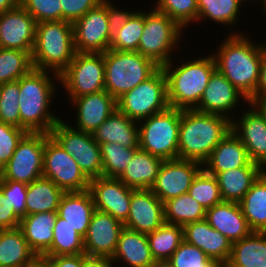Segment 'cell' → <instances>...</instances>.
Here are the masks:
<instances>
[{
    "instance_id": "cell-1",
    "label": "cell",
    "mask_w": 266,
    "mask_h": 267,
    "mask_svg": "<svg viewBox=\"0 0 266 267\" xmlns=\"http://www.w3.org/2000/svg\"><path fill=\"white\" fill-rule=\"evenodd\" d=\"M220 41L216 52L211 54L216 69L235 86L250 103L256 104V89L260 66L266 49L265 42H254L250 33L235 31ZM251 37V38H250Z\"/></svg>"
},
{
    "instance_id": "cell-2",
    "label": "cell",
    "mask_w": 266,
    "mask_h": 267,
    "mask_svg": "<svg viewBox=\"0 0 266 267\" xmlns=\"http://www.w3.org/2000/svg\"><path fill=\"white\" fill-rule=\"evenodd\" d=\"M56 82L60 83V77L56 73L34 68L19 79L21 129L28 133H50L61 119L59 114L50 109L52 103H55L53 100L58 92L57 86H60Z\"/></svg>"
},
{
    "instance_id": "cell-3",
    "label": "cell",
    "mask_w": 266,
    "mask_h": 267,
    "mask_svg": "<svg viewBox=\"0 0 266 267\" xmlns=\"http://www.w3.org/2000/svg\"><path fill=\"white\" fill-rule=\"evenodd\" d=\"M229 132L231 120L223 115L181 110L178 158L203 164Z\"/></svg>"
},
{
    "instance_id": "cell-4",
    "label": "cell",
    "mask_w": 266,
    "mask_h": 267,
    "mask_svg": "<svg viewBox=\"0 0 266 267\" xmlns=\"http://www.w3.org/2000/svg\"><path fill=\"white\" fill-rule=\"evenodd\" d=\"M202 56V57H201ZM190 60V61H189ZM188 61L172 59L162 69L167 78V100L169 107L180 110H194L207 87L210 77L216 70L213 55H197ZM181 63V64H180Z\"/></svg>"
},
{
    "instance_id": "cell-5",
    "label": "cell",
    "mask_w": 266,
    "mask_h": 267,
    "mask_svg": "<svg viewBox=\"0 0 266 267\" xmlns=\"http://www.w3.org/2000/svg\"><path fill=\"white\" fill-rule=\"evenodd\" d=\"M75 55L72 23L64 20L37 23L31 53L33 68L60 75Z\"/></svg>"
},
{
    "instance_id": "cell-6",
    "label": "cell",
    "mask_w": 266,
    "mask_h": 267,
    "mask_svg": "<svg viewBox=\"0 0 266 267\" xmlns=\"http://www.w3.org/2000/svg\"><path fill=\"white\" fill-rule=\"evenodd\" d=\"M151 9L144 11V28L137 52L162 68L180 51L183 34L187 32L168 15Z\"/></svg>"
},
{
    "instance_id": "cell-7",
    "label": "cell",
    "mask_w": 266,
    "mask_h": 267,
    "mask_svg": "<svg viewBox=\"0 0 266 267\" xmlns=\"http://www.w3.org/2000/svg\"><path fill=\"white\" fill-rule=\"evenodd\" d=\"M104 65L105 90L116 100L160 68L137 51L111 49L104 52Z\"/></svg>"
},
{
    "instance_id": "cell-8",
    "label": "cell",
    "mask_w": 266,
    "mask_h": 267,
    "mask_svg": "<svg viewBox=\"0 0 266 267\" xmlns=\"http://www.w3.org/2000/svg\"><path fill=\"white\" fill-rule=\"evenodd\" d=\"M181 110L168 107L138 122L139 148L164 160L178 158Z\"/></svg>"
},
{
    "instance_id": "cell-9",
    "label": "cell",
    "mask_w": 266,
    "mask_h": 267,
    "mask_svg": "<svg viewBox=\"0 0 266 267\" xmlns=\"http://www.w3.org/2000/svg\"><path fill=\"white\" fill-rule=\"evenodd\" d=\"M59 77L69 101L105 90L104 53L75 52L73 60Z\"/></svg>"
},
{
    "instance_id": "cell-10",
    "label": "cell",
    "mask_w": 266,
    "mask_h": 267,
    "mask_svg": "<svg viewBox=\"0 0 266 267\" xmlns=\"http://www.w3.org/2000/svg\"><path fill=\"white\" fill-rule=\"evenodd\" d=\"M168 107L167 78L162 68L117 99V109L137 122Z\"/></svg>"
},
{
    "instance_id": "cell-11",
    "label": "cell",
    "mask_w": 266,
    "mask_h": 267,
    "mask_svg": "<svg viewBox=\"0 0 266 267\" xmlns=\"http://www.w3.org/2000/svg\"><path fill=\"white\" fill-rule=\"evenodd\" d=\"M68 122L61 118L50 131V136L76 160L89 179L101 177L103 166L100 145L91 133L75 129Z\"/></svg>"
},
{
    "instance_id": "cell-12",
    "label": "cell",
    "mask_w": 266,
    "mask_h": 267,
    "mask_svg": "<svg viewBox=\"0 0 266 267\" xmlns=\"http://www.w3.org/2000/svg\"><path fill=\"white\" fill-rule=\"evenodd\" d=\"M49 133H26L8 163L0 170L1 180L30 184L43 176V155Z\"/></svg>"
},
{
    "instance_id": "cell-13",
    "label": "cell",
    "mask_w": 266,
    "mask_h": 267,
    "mask_svg": "<svg viewBox=\"0 0 266 267\" xmlns=\"http://www.w3.org/2000/svg\"><path fill=\"white\" fill-rule=\"evenodd\" d=\"M43 177L52 180L64 192L88 190L90 183L76 160L51 136L45 141Z\"/></svg>"
},
{
    "instance_id": "cell-14",
    "label": "cell",
    "mask_w": 266,
    "mask_h": 267,
    "mask_svg": "<svg viewBox=\"0 0 266 267\" xmlns=\"http://www.w3.org/2000/svg\"><path fill=\"white\" fill-rule=\"evenodd\" d=\"M241 109L231 120V131L247 149L251 162L266 171V114L257 104L250 102L246 110L243 107Z\"/></svg>"
},
{
    "instance_id": "cell-15",
    "label": "cell",
    "mask_w": 266,
    "mask_h": 267,
    "mask_svg": "<svg viewBox=\"0 0 266 267\" xmlns=\"http://www.w3.org/2000/svg\"><path fill=\"white\" fill-rule=\"evenodd\" d=\"M74 49L80 53H104L109 50L107 6L101 2L73 24Z\"/></svg>"
},
{
    "instance_id": "cell-16",
    "label": "cell",
    "mask_w": 266,
    "mask_h": 267,
    "mask_svg": "<svg viewBox=\"0 0 266 267\" xmlns=\"http://www.w3.org/2000/svg\"><path fill=\"white\" fill-rule=\"evenodd\" d=\"M203 169V164L193 160H164L151 191L164 203L185 193L194 178Z\"/></svg>"
},
{
    "instance_id": "cell-17",
    "label": "cell",
    "mask_w": 266,
    "mask_h": 267,
    "mask_svg": "<svg viewBox=\"0 0 266 267\" xmlns=\"http://www.w3.org/2000/svg\"><path fill=\"white\" fill-rule=\"evenodd\" d=\"M244 103L247 106L249 100L216 69L194 110L201 113L223 115L232 120L237 108L239 109L241 105L244 107Z\"/></svg>"
},
{
    "instance_id": "cell-18",
    "label": "cell",
    "mask_w": 266,
    "mask_h": 267,
    "mask_svg": "<svg viewBox=\"0 0 266 267\" xmlns=\"http://www.w3.org/2000/svg\"><path fill=\"white\" fill-rule=\"evenodd\" d=\"M95 209L106 212L123 224L127 221L133 188L119 178L97 177L90 179L88 188Z\"/></svg>"
},
{
    "instance_id": "cell-19",
    "label": "cell",
    "mask_w": 266,
    "mask_h": 267,
    "mask_svg": "<svg viewBox=\"0 0 266 267\" xmlns=\"http://www.w3.org/2000/svg\"><path fill=\"white\" fill-rule=\"evenodd\" d=\"M37 22L21 5L0 13V48L32 53Z\"/></svg>"
},
{
    "instance_id": "cell-20",
    "label": "cell",
    "mask_w": 266,
    "mask_h": 267,
    "mask_svg": "<svg viewBox=\"0 0 266 267\" xmlns=\"http://www.w3.org/2000/svg\"><path fill=\"white\" fill-rule=\"evenodd\" d=\"M164 223V203L151 189H134L124 227L149 234Z\"/></svg>"
},
{
    "instance_id": "cell-21",
    "label": "cell",
    "mask_w": 266,
    "mask_h": 267,
    "mask_svg": "<svg viewBox=\"0 0 266 267\" xmlns=\"http://www.w3.org/2000/svg\"><path fill=\"white\" fill-rule=\"evenodd\" d=\"M123 228L122 222L106 212L95 209L84 237L85 254L112 257Z\"/></svg>"
},
{
    "instance_id": "cell-22",
    "label": "cell",
    "mask_w": 266,
    "mask_h": 267,
    "mask_svg": "<svg viewBox=\"0 0 266 267\" xmlns=\"http://www.w3.org/2000/svg\"><path fill=\"white\" fill-rule=\"evenodd\" d=\"M69 103L76 107L73 108L76 113V124H73V120L69 124L75 129L91 134L117 110V100L106 90L74 98Z\"/></svg>"
},
{
    "instance_id": "cell-23",
    "label": "cell",
    "mask_w": 266,
    "mask_h": 267,
    "mask_svg": "<svg viewBox=\"0 0 266 267\" xmlns=\"http://www.w3.org/2000/svg\"><path fill=\"white\" fill-rule=\"evenodd\" d=\"M184 241L201 249L209 258L220 264L227 263L232 242L212 228L204 219L183 226Z\"/></svg>"
},
{
    "instance_id": "cell-24",
    "label": "cell",
    "mask_w": 266,
    "mask_h": 267,
    "mask_svg": "<svg viewBox=\"0 0 266 267\" xmlns=\"http://www.w3.org/2000/svg\"><path fill=\"white\" fill-rule=\"evenodd\" d=\"M205 220L208 224L227 237L232 243L249 236L250 229L237 202L222 201L206 210Z\"/></svg>"
},
{
    "instance_id": "cell-25",
    "label": "cell",
    "mask_w": 266,
    "mask_h": 267,
    "mask_svg": "<svg viewBox=\"0 0 266 267\" xmlns=\"http://www.w3.org/2000/svg\"><path fill=\"white\" fill-rule=\"evenodd\" d=\"M239 167L261 166L251 162L247 149L231 131L213 149L209 158L203 163V169L207 173H220Z\"/></svg>"
},
{
    "instance_id": "cell-26",
    "label": "cell",
    "mask_w": 266,
    "mask_h": 267,
    "mask_svg": "<svg viewBox=\"0 0 266 267\" xmlns=\"http://www.w3.org/2000/svg\"><path fill=\"white\" fill-rule=\"evenodd\" d=\"M112 260L117 267L157 266L150 252L147 234L126 227L120 233Z\"/></svg>"
},
{
    "instance_id": "cell-27",
    "label": "cell",
    "mask_w": 266,
    "mask_h": 267,
    "mask_svg": "<svg viewBox=\"0 0 266 267\" xmlns=\"http://www.w3.org/2000/svg\"><path fill=\"white\" fill-rule=\"evenodd\" d=\"M98 144L119 143L126 148H139L138 122L115 110L92 134Z\"/></svg>"
},
{
    "instance_id": "cell-28",
    "label": "cell",
    "mask_w": 266,
    "mask_h": 267,
    "mask_svg": "<svg viewBox=\"0 0 266 267\" xmlns=\"http://www.w3.org/2000/svg\"><path fill=\"white\" fill-rule=\"evenodd\" d=\"M94 211L92 196L89 190H85L64 192L57 213L84 238Z\"/></svg>"
},
{
    "instance_id": "cell-29",
    "label": "cell",
    "mask_w": 266,
    "mask_h": 267,
    "mask_svg": "<svg viewBox=\"0 0 266 267\" xmlns=\"http://www.w3.org/2000/svg\"><path fill=\"white\" fill-rule=\"evenodd\" d=\"M57 211L34 213L21 218L19 228L37 257H44L51 247Z\"/></svg>"
},
{
    "instance_id": "cell-30",
    "label": "cell",
    "mask_w": 266,
    "mask_h": 267,
    "mask_svg": "<svg viewBox=\"0 0 266 267\" xmlns=\"http://www.w3.org/2000/svg\"><path fill=\"white\" fill-rule=\"evenodd\" d=\"M164 159L138 148L119 179L133 189H151Z\"/></svg>"
},
{
    "instance_id": "cell-31",
    "label": "cell",
    "mask_w": 266,
    "mask_h": 267,
    "mask_svg": "<svg viewBox=\"0 0 266 267\" xmlns=\"http://www.w3.org/2000/svg\"><path fill=\"white\" fill-rule=\"evenodd\" d=\"M264 171L262 167H239L209 174L216 177L222 201L239 203Z\"/></svg>"
},
{
    "instance_id": "cell-32",
    "label": "cell",
    "mask_w": 266,
    "mask_h": 267,
    "mask_svg": "<svg viewBox=\"0 0 266 267\" xmlns=\"http://www.w3.org/2000/svg\"><path fill=\"white\" fill-rule=\"evenodd\" d=\"M227 263L232 267H266V232H252L233 242Z\"/></svg>"
},
{
    "instance_id": "cell-33",
    "label": "cell",
    "mask_w": 266,
    "mask_h": 267,
    "mask_svg": "<svg viewBox=\"0 0 266 267\" xmlns=\"http://www.w3.org/2000/svg\"><path fill=\"white\" fill-rule=\"evenodd\" d=\"M36 257L19 227L0 230V267H21Z\"/></svg>"
},
{
    "instance_id": "cell-34",
    "label": "cell",
    "mask_w": 266,
    "mask_h": 267,
    "mask_svg": "<svg viewBox=\"0 0 266 267\" xmlns=\"http://www.w3.org/2000/svg\"><path fill=\"white\" fill-rule=\"evenodd\" d=\"M253 232H266V171L253 183L239 202Z\"/></svg>"
},
{
    "instance_id": "cell-35",
    "label": "cell",
    "mask_w": 266,
    "mask_h": 267,
    "mask_svg": "<svg viewBox=\"0 0 266 267\" xmlns=\"http://www.w3.org/2000/svg\"><path fill=\"white\" fill-rule=\"evenodd\" d=\"M64 191L52 180L41 177L28 184L26 215L57 211Z\"/></svg>"
},
{
    "instance_id": "cell-36",
    "label": "cell",
    "mask_w": 266,
    "mask_h": 267,
    "mask_svg": "<svg viewBox=\"0 0 266 267\" xmlns=\"http://www.w3.org/2000/svg\"><path fill=\"white\" fill-rule=\"evenodd\" d=\"M152 258L157 264H165L184 241L183 227L164 223L157 230L147 234Z\"/></svg>"
},
{
    "instance_id": "cell-37",
    "label": "cell",
    "mask_w": 266,
    "mask_h": 267,
    "mask_svg": "<svg viewBox=\"0 0 266 267\" xmlns=\"http://www.w3.org/2000/svg\"><path fill=\"white\" fill-rule=\"evenodd\" d=\"M197 2V22L204 23L203 21L210 20L219 25H226V28L236 26L237 22L242 20L239 18L241 6L247 5L244 0H197Z\"/></svg>"
},
{
    "instance_id": "cell-38",
    "label": "cell",
    "mask_w": 266,
    "mask_h": 267,
    "mask_svg": "<svg viewBox=\"0 0 266 267\" xmlns=\"http://www.w3.org/2000/svg\"><path fill=\"white\" fill-rule=\"evenodd\" d=\"M205 216L206 209L189 193L164 202L165 223L183 227L188 223L204 220Z\"/></svg>"
},
{
    "instance_id": "cell-39",
    "label": "cell",
    "mask_w": 266,
    "mask_h": 267,
    "mask_svg": "<svg viewBox=\"0 0 266 267\" xmlns=\"http://www.w3.org/2000/svg\"><path fill=\"white\" fill-rule=\"evenodd\" d=\"M85 253L84 238L66 220L57 215L53 228V240L44 257L78 255Z\"/></svg>"
},
{
    "instance_id": "cell-40",
    "label": "cell",
    "mask_w": 266,
    "mask_h": 267,
    "mask_svg": "<svg viewBox=\"0 0 266 267\" xmlns=\"http://www.w3.org/2000/svg\"><path fill=\"white\" fill-rule=\"evenodd\" d=\"M32 69L30 52L0 48V85L17 81Z\"/></svg>"
},
{
    "instance_id": "cell-41",
    "label": "cell",
    "mask_w": 266,
    "mask_h": 267,
    "mask_svg": "<svg viewBox=\"0 0 266 267\" xmlns=\"http://www.w3.org/2000/svg\"><path fill=\"white\" fill-rule=\"evenodd\" d=\"M99 145L103 166L102 176L108 178H119L138 149L126 148L119 143L112 142Z\"/></svg>"
},
{
    "instance_id": "cell-42",
    "label": "cell",
    "mask_w": 266,
    "mask_h": 267,
    "mask_svg": "<svg viewBox=\"0 0 266 267\" xmlns=\"http://www.w3.org/2000/svg\"><path fill=\"white\" fill-rule=\"evenodd\" d=\"M142 9V10H141ZM130 16L118 33L112 37L109 49L116 51H138V45L144 28V9Z\"/></svg>"
},
{
    "instance_id": "cell-43",
    "label": "cell",
    "mask_w": 266,
    "mask_h": 267,
    "mask_svg": "<svg viewBox=\"0 0 266 267\" xmlns=\"http://www.w3.org/2000/svg\"><path fill=\"white\" fill-rule=\"evenodd\" d=\"M155 2L154 4H151L152 8L168 15L184 30L186 29L187 31L189 24H193V26L198 24L196 23L198 16L197 0H155Z\"/></svg>"
},
{
    "instance_id": "cell-44",
    "label": "cell",
    "mask_w": 266,
    "mask_h": 267,
    "mask_svg": "<svg viewBox=\"0 0 266 267\" xmlns=\"http://www.w3.org/2000/svg\"><path fill=\"white\" fill-rule=\"evenodd\" d=\"M188 193L206 210L222 202L216 177L204 169L194 178Z\"/></svg>"
},
{
    "instance_id": "cell-45",
    "label": "cell",
    "mask_w": 266,
    "mask_h": 267,
    "mask_svg": "<svg viewBox=\"0 0 266 267\" xmlns=\"http://www.w3.org/2000/svg\"><path fill=\"white\" fill-rule=\"evenodd\" d=\"M169 267H220L198 247L183 241L165 263Z\"/></svg>"
},
{
    "instance_id": "cell-46",
    "label": "cell",
    "mask_w": 266,
    "mask_h": 267,
    "mask_svg": "<svg viewBox=\"0 0 266 267\" xmlns=\"http://www.w3.org/2000/svg\"><path fill=\"white\" fill-rule=\"evenodd\" d=\"M19 79L0 85V122L20 128Z\"/></svg>"
},
{
    "instance_id": "cell-47",
    "label": "cell",
    "mask_w": 266,
    "mask_h": 267,
    "mask_svg": "<svg viewBox=\"0 0 266 267\" xmlns=\"http://www.w3.org/2000/svg\"><path fill=\"white\" fill-rule=\"evenodd\" d=\"M20 5L37 23L63 20L60 0H20Z\"/></svg>"
},
{
    "instance_id": "cell-48",
    "label": "cell",
    "mask_w": 266,
    "mask_h": 267,
    "mask_svg": "<svg viewBox=\"0 0 266 267\" xmlns=\"http://www.w3.org/2000/svg\"><path fill=\"white\" fill-rule=\"evenodd\" d=\"M26 133L24 129L0 122V170L8 163Z\"/></svg>"
},
{
    "instance_id": "cell-49",
    "label": "cell",
    "mask_w": 266,
    "mask_h": 267,
    "mask_svg": "<svg viewBox=\"0 0 266 267\" xmlns=\"http://www.w3.org/2000/svg\"><path fill=\"white\" fill-rule=\"evenodd\" d=\"M0 189L20 217L26 216V195L28 184L0 179Z\"/></svg>"
},
{
    "instance_id": "cell-50",
    "label": "cell",
    "mask_w": 266,
    "mask_h": 267,
    "mask_svg": "<svg viewBox=\"0 0 266 267\" xmlns=\"http://www.w3.org/2000/svg\"><path fill=\"white\" fill-rule=\"evenodd\" d=\"M103 0H60L63 8V20L74 23L90 9L98 6Z\"/></svg>"
},
{
    "instance_id": "cell-51",
    "label": "cell",
    "mask_w": 266,
    "mask_h": 267,
    "mask_svg": "<svg viewBox=\"0 0 266 267\" xmlns=\"http://www.w3.org/2000/svg\"><path fill=\"white\" fill-rule=\"evenodd\" d=\"M102 2L107 6L109 34L113 37L136 10L133 7L132 10H123L120 6H116V2L113 0H103Z\"/></svg>"
},
{
    "instance_id": "cell-52",
    "label": "cell",
    "mask_w": 266,
    "mask_h": 267,
    "mask_svg": "<svg viewBox=\"0 0 266 267\" xmlns=\"http://www.w3.org/2000/svg\"><path fill=\"white\" fill-rule=\"evenodd\" d=\"M21 218L15 213L9 200L0 189V230L19 227Z\"/></svg>"
},
{
    "instance_id": "cell-53",
    "label": "cell",
    "mask_w": 266,
    "mask_h": 267,
    "mask_svg": "<svg viewBox=\"0 0 266 267\" xmlns=\"http://www.w3.org/2000/svg\"><path fill=\"white\" fill-rule=\"evenodd\" d=\"M46 267H81L82 253L78 255H58L45 257Z\"/></svg>"
},
{
    "instance_id": "cell-54",
    "label": "cell",
    "mask_w": 266,
    "mask_h": 267,
    "mask_svg": "<svg viewBox=\"0 0 266 267\" xmlns=\"http://www.w3.org/2000/svg\"><path fill=\"white\" fill-rule=\"evenodd\" d=\"M112 257L107 256H89L82 253L81 267H116Z\"/></svg>"
},
{
    "instance_id": "cell-55",
    "label": "cell",
    "mask_w": 266,
    "mask_h": 267,
    "mask_svg": "<svg viewBox=\"0 0 266 267\" xmlns=\"http://www.w3.org/2000/svg\"><path fill=\"white\" fill-rule=\"evenodd\" d=\"M266 96V49L260 66L259 81L256 89V104Z\"/></svg>"
},
{
    "instance_id": "cell-56",
    "label": "cell",
    "mask_w": 266,
    "mask_h": 267,
    "mask_svg": "<svg viewBox=\"0 0 266 267\" xmlns=\"http://www.w3.org/2000/svg\"><path fill=\"white\" fill-rule=\"evenodd\" d=\"M20 5V0H0V13L12 10Z\"/></svg>"
},
{
    "instance_id": "cell-57",
    "label": "cell",
    "mask_w": 266,
    "mask_h": 267,
    "mask_svg": "<svg viewBox=\"0 0 266 267\" xmlns=\"http://www.w3.org/2000/svg\"><path fill=\"white\" fill-rule=\"evenodd\" d=\"M21 267H46L45 257H36L30 263Z\"/></svg>"
},
{
    "instance_id": "cell-58",
    "label": "cell",
    "mask_w": 266,
    "mask_h": 267,
    "mask_svg": "<svg viewBox=\"0 0 266 267\" xmlns=\"http://www.w3.org/2000/svg\"><path fill=\"white\" fill-rule=\"evenodd\" d=\"M257 106L266 114V96H264L258 103Z\"/></svg>"
},
{
    "instance_id": "cell-59",
    "label": "cell",
    "mask_w": 266,
    "mask_h": 267,
    "mask_svg": "<svg viewBox=\"0 0 266 267\" xmlns=\"http://www.w3.org/2000/svg\"><path fill=\"white\" fill-rule=\"evenodd\" d=\"M259 5H261L263 7V8H260V9H262L261 11H263L264 16H266V0H262L261 2H259Z\"/></svg>"
},
{
    "instance_id": "cell-60",
    "label": "cell",
    "mask_w": 266,
    "mask_h": 267,
    "mask_svg": "<svg viewBox=\"0 0 266 267\" xmlns=\"http://www.w3.org/2000/svg\"><path fill=\"white\" fill-rule=\"evenodd\" d=\"M245 1V3L247 4V2H250V3H253V1H254V3L256 4V2H258V1H262V0H244ZM256 1V2H255Z\"/></svg>"
},
{
    "instance_id": "cell-61",
    "label": "cell",
    "mask_w": 266,
    "mask_h": 267,
    "mask_svg": "<svg viewBox=\"0 0 266 267\" xmlns=\"http://www.w3.org/2000/svg\"><path fill=\"white\" fill-rule=\"evenodd\" d=\"M220 267H232V266H230L228 263H223V264H221Z\"/></svg>"
},
{
    "instance_id": "cell-62",
    "label": "cell",
    "mask_w": 266,
    "mask_h": 267,
    "mask_svg": "<svg viewBox=\"0 0 266 267\" xmlns=\"http://www.w3.org/2000/svg\"><path fill=\"white\" fill-rule=\"evenodd\" d=\"M156 267H169V266H167L166 264H157Z\"/></svg>"
}]
</instances>
